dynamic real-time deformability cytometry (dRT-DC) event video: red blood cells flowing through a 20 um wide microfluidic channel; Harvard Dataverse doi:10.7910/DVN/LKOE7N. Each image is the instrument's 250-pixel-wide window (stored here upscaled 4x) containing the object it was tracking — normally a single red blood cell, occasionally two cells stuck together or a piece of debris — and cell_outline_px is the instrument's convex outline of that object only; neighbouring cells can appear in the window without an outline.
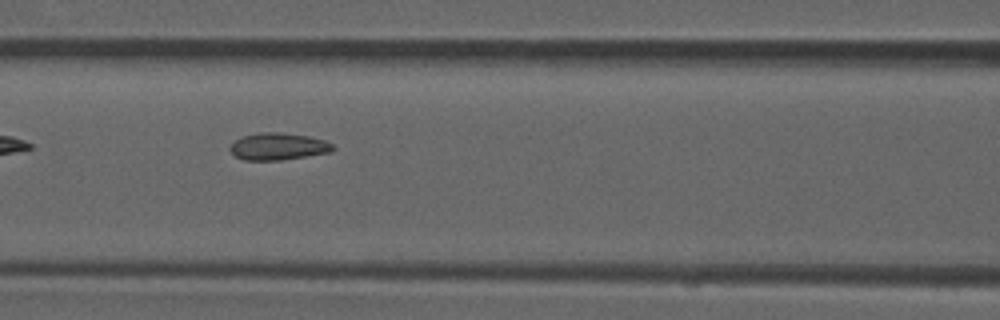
{"species": "common noctule bat (a hibernating species)", "species_latin": "Nyctalus noctula", "temperature_condition": "room temperature", "stored_images_in_passage": 9, "camera_frame_rate_fps": 3000, "um_per_image_px": 0.085, "animal": {"sex": "male", "forearm_length_mm": 52.5}, "frame": {"image": 1, "passage_image": 6, "time_ms": 1.667, "image_size_px": [1000, 320], "cell_outline_px": [[336, 148], [332, 152], [280, 160], [244, 160], [236, 156], [228, 148], [236, 140], [244, 136], [264, 132], [276, 132], [308, 136], [324, 140], [332, 144]], "centroid_in_image_um": [23.67, 12.46], "position_along_channel_um": 142.9, "area_um2": 16.01}}
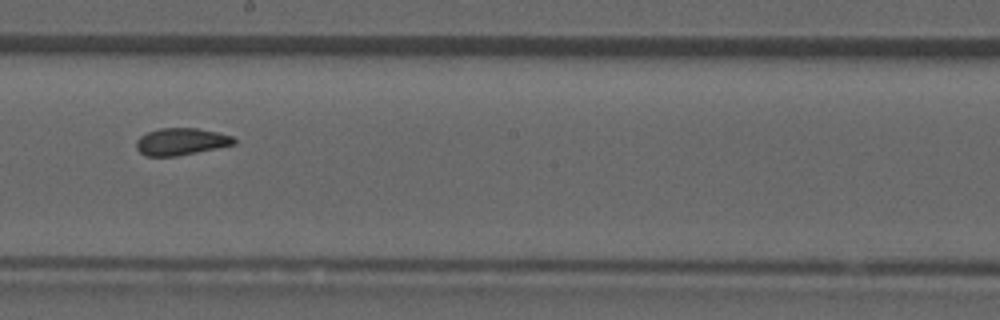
{"frame": {"image": 2, "passage_image": 8, "time_ms": 2.333, "image_size_px": [1000, 320], "cell_outline_px": [[236, 144], [176, 156], [148, 156], [140, 152], [136, 148], [136, 140], [140, 136], [148, 132], [160, 128], [196, 128], [216, 132], [232, 136], [236, 140]], "centroid_in_image_um": [15.38, 12.03], "position_along_channel_um": 232.8, "area_um2": 15.26}}
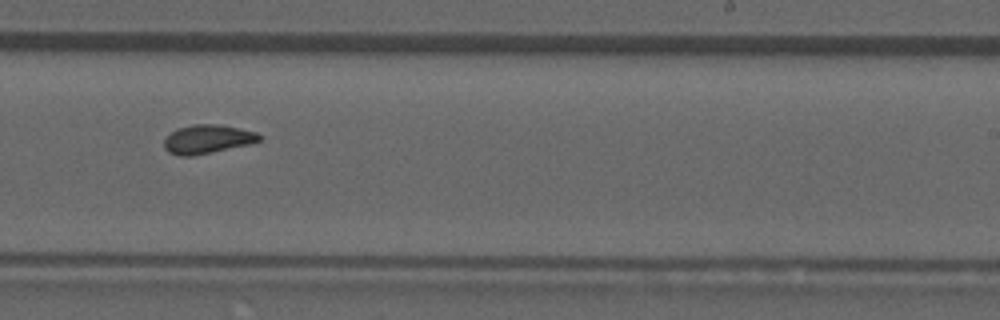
{"frame": {"image": 3, "passage_image": 9, "time_ms": 2.667, "image_size_px": [1000, 320], "cell_outline_px": [[260, 140], [252, 144], [192, 156], [180, 156], [168, 152], [164, 148], [164, 140], [172, 132], [180, 128], [192, 124], [220, 124], [240, 128], [256, 132], [260, 136]], "centroid_in_image_um": [17.65, 11.83], "position_along_channel_um": 271.4, "area_um2": 15.95}}